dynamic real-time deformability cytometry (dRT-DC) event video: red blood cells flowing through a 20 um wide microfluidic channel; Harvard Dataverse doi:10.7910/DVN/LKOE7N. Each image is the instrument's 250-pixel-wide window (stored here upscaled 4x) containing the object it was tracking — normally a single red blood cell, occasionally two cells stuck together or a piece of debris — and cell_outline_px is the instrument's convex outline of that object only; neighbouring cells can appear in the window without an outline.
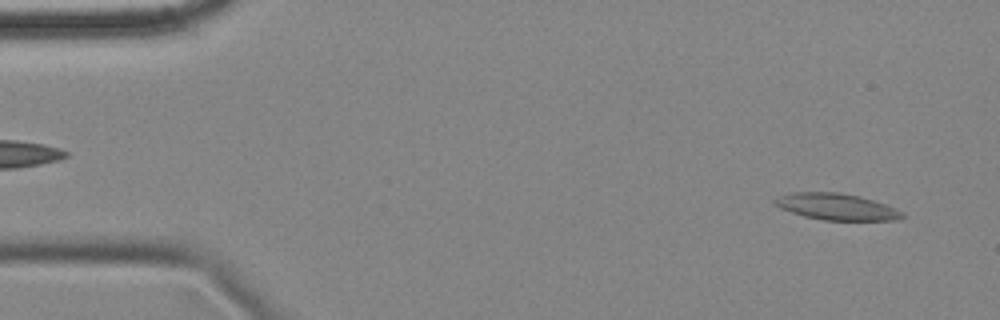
{"species": "common noctule bat (a hibernating species)", "species_latin": "Nyctalus noctula", "temperature_condition": "cold", "stored_images_in_passage": 57, "camera_frame_rate_fps": 3000, "um_per_image_px": 0.085, "animal": {"sex": "female", "body_mass_g": 18.4}, "frame": {"image": 1, "passage_image": 3, "time_ms": 0.667, "image_size_px": [1000, 320], "cell_outline_px": [[904, 216], [896, 220], [824, 220], [804, 216], [780, 208], [772, 204], [772, 200], [776, 196], [792, 192], [836, 192], [860, 196], [884, 204], [904, 212]], "centroid_in_image_um": [71.04, 17.56], "position_along_channel_um": 14.0, "area_um2": 19.65}}
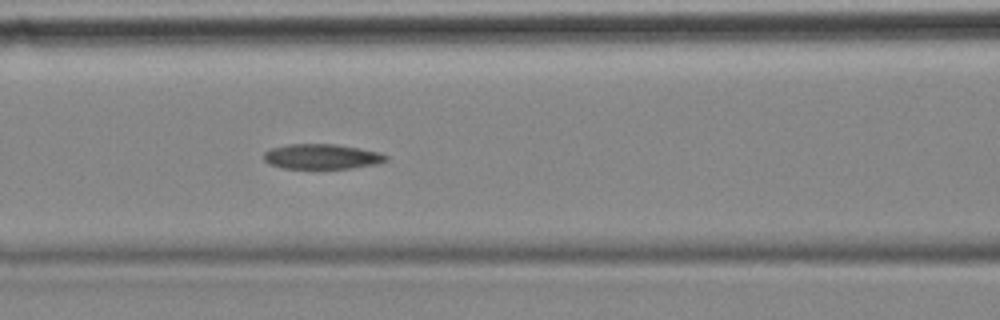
{"frame": {"image": 2, "passage_image": 23, "time_ms": 7.333, "image_size_px": [1000, 320], "cell_outline_px": [[388, 160], [376, 164], [352, 168], [284, 168], [268, 164], [264, 160], [264, 152], [272, 148], [288, 144], [336, 144], [360, 148], [380, 152], [388, 156]], "centroid_in_image_um": [27.37, 13.3], "position_along_channel_um": 139.2, "area_um2": 17.86}}
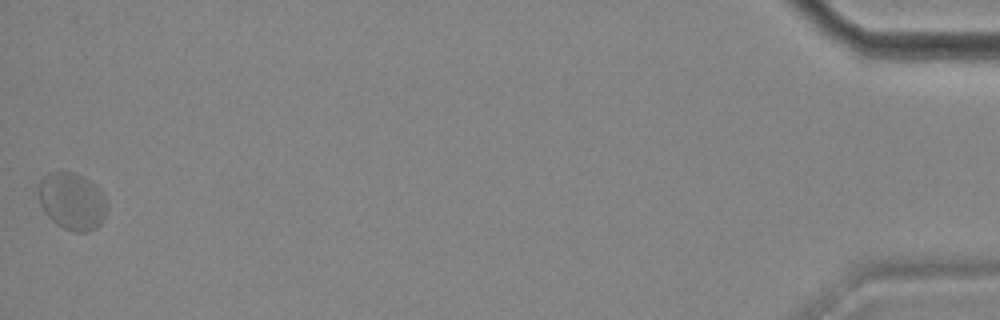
{"frame": {"image": 3, "passage_image": 57, "time_ms": 18.667, "image_size_px": [1000, 320], "cell_outline_px": [[108, 204], [104, 220], [96, 228], [84, 232], [76, 232], [64, 228], [56, 224], [44, 212], [40, 204], [36, 192], [36, 188], [40, 180], [48, 172], [72, 172], [96, 184], [104, 192]], "centroid_in_image_um": [6.12, 17.1], "position_along_channel_um": 429.1, "area_um2": 23.29}, "authors_computed_cell_mechanics": {"area_um2": 19.2474, "velocity_mm_per_s": 3.421, "shape_relaxation_time_tau1_ms": null, "shape_relaxation_time_tau2_ms": 3.1691, "deformation_change_tau1": null, "deformation_change_tau2": 0.0656}}